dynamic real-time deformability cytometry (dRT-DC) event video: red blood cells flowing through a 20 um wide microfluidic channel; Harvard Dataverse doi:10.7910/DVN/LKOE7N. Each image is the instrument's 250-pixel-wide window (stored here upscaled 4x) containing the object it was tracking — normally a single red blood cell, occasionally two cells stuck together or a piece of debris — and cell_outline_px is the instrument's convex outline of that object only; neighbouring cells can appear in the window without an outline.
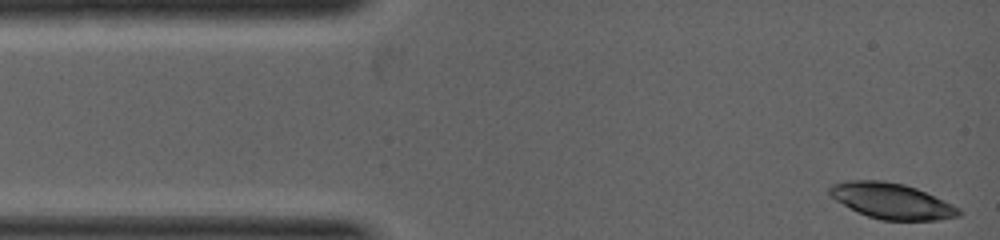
{"species": "common noctule bat (a hibernating species)", "species_latin": "Nyctalus noctula", "temperature_condition": "warm", "stored_images_in_passage": 4, "camera_frame_rate_fps": 5000, "um_per_image_px": 0.085, "animal": {"sex": "female", "body_mass_g": 19.0, "forearm_length_mm": 53.3}, "frame": {"image": 1, "passage_image": 1, "time_ms": 0.0, "image_size_px": [1000, 240], "cell_outline_px": [[964, 212], [960, 216], [936, 220], [880, 220], [868, 216], [828, 196], [828, 188], [832, 184], [848, 180], [884, 180], [904, 184], [916, 188], [944, 200], [960, 208]], "centroid_in_image_um": [75.81, 17.07], "position_along_channel_um": 9.2, "area_um2": 26.88}}